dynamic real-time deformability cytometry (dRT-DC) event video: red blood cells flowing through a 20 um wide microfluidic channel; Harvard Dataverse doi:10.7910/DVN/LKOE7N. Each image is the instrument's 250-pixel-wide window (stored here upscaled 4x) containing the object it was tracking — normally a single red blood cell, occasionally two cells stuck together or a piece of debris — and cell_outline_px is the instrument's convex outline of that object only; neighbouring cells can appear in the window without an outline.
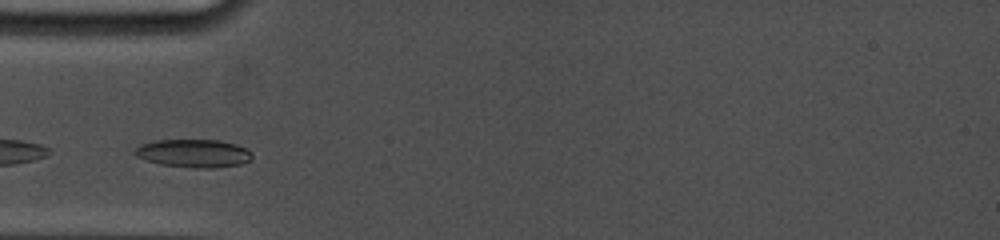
{"species": "common noctule bat (a hibernating species)", "species_latin": "Nyctalus noctula", "temperature_condition": "cold", "stored_images_in_passage": 30, "camera_frame_rate_fps": 5000, "um_per_image_px": 0.085, "animal": {"sex": "female", "body_mass_g": 19.0, "forearm_length_mm": 53.3}, "frame": {"image": 1, "passage_image": 1, "time_ms": 0.0, "image_size_px": [1000, 240], "cell_outline_px": [[252, 156], [248, 160], [240, 164], [212, 168], [192, 168], [160, 164], [144, 160], [136, 156], [132, 152], [140, 144], [152, 140], [220, 140], [236, 144], [252, 152]], "centroid_in_image_um": [16.4, 13.03], "position_along_channel_um": 68.6, "area_um2": 19.31}}